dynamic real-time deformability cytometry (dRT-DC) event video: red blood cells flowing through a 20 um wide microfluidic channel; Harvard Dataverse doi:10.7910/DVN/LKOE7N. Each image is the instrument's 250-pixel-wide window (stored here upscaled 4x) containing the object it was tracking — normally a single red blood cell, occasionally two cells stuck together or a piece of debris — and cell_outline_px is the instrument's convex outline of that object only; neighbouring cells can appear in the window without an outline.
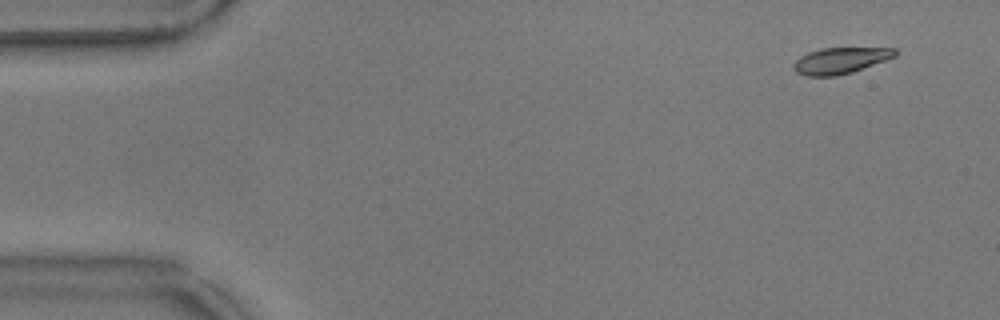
{"species": "common noctule bat (a hibernating species)", "species_latin": "Nyctalus noctula", "temperature_condition": "warm", "stored_images_in_passage": 55, "camera_frame_rate_fps": 3000, "um_per_image_px": 0.085, "animal": {"sex": "male", "body_mass_g": 17.9}, "frame": {"image": 1, "passage_image": 2, "time_ms": 0.333, "image_size_px": [1000, 320], "cell_outline_px": [[896, 56], [852, 72], [836, 76], [804, 76], [796, 72], [792, 68], [792, 64], [800, 56], [808, 52], [820, 48], [896, 48]], "centroid_in_image_um": [71.37, 5.15], "position_along_channel_um": 13.6, "area_um2": 15.49}}
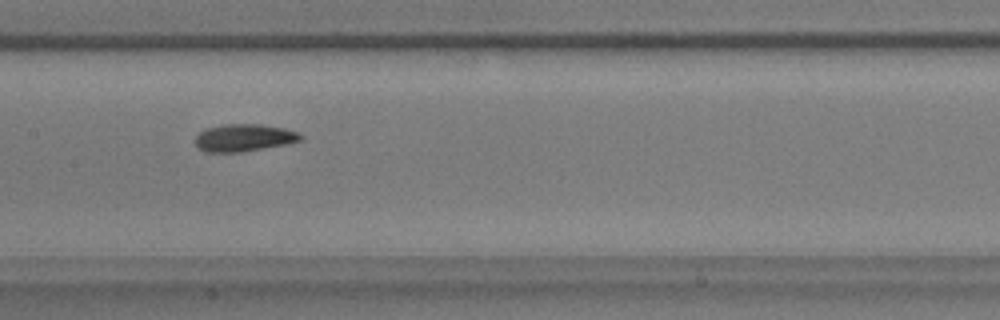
{"frame": {"image": 2, "passage_image": 26, "time_ms": 8.333, "image_size_px": [1000, 320], "cell_outline_px": [[304, 136], [300, 140], [284, 144], [240, 152], [204, 152], [196, 148], [196, 136], [200, 132], [208, 128], [224, 124], [260, 124], [284, 128], [296, 132]], "centroid_in_image_um": [20.69, 11.71], "position_along_channel_um": 186.7, "area_um2": 16.59}}
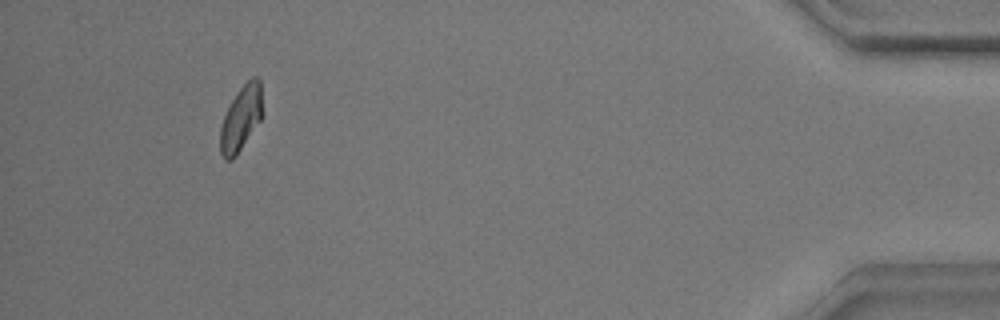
{"frame": {"image": 3, "passage_image": 51, "time_ms": 16.667, "image_size_px": [1000, 320], "cell_outline_px": [[264, 112], [260, 120], [236, 156], [232, 160], [224, 160], [220, 152], [220, 128], [224, 116], [236, 92], [252, 76], [256, 76], [260, 80]], "centroid_in_image_um": [20.5, 10.05], "position_along_channel_um": 414.7, "area_um2": 16.13}, "authors_computed_cell_mechanics": {"area_um2": 16.473, "velocity_mm_per_s": 3.5419, "shape_relaxation_time_tau1_ms": 3.1657, "shape_relaxation_time_tau2_ms": 4.6992, "deformation_change_tau1": 0.1107, "deformation_change_tau2": 0.1021}}